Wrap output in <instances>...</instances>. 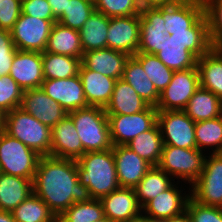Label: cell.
I'll return each instance as SVG.
<instances>
[{
    "mask_svg": "<svg viewBox=\"0 0 222 222\" xmlns=\"http://www.w3.org/2000/svg\"><path fill=\"white\" fill-rule=\"evenodd\" d=\"M158 166H152L134 188L143 208L151 199L168 189L175 181Z\"/></svg>",
    "mask_w": 222,
    "mask_h": 222,
    "instance_id": "33",
    "label": "cell"
},
{
    "mask_svg": "<svg viewBox=\"0 0 222 222\" xmlns=\"http://www.w3.org/2000/svg\"><path fill=\"white\" fill-rule=\"evenodd\" d=\"M110 18L94 10L79 30L83 52L107 48Z\"/></svg>",
    "mask_w": 222,
    "mask_h": 222,
    "instance_id": "31",
    "label": "cell"
},
{
    "mask_svg": "<svg viewBox=\"0 0 222 222\" xmlns=\"http://www.w3.org/2000/svg\"><path fill=\"white\" fill-rule=\"evenodd\" d=\"M200 86L222 100V48H212L197 59Z\"/></svg>",
    "mask_w": 222,
    "mask_h": 222,
    "instance_id": "26",
    "label": "cell"
},
{
    "mask_svg": "<svg viewBox=\"0 0 222 222\" xmlns=\"http://www.w3.org/2000/svg\"><path fill=\"white\" fill-rule=\"evenodd\" d=\"M136 93L150 106H157L160 93L156 90L152 81L148 78L141 63L130 56L124 66L122 78Z\"/></svg>",
    "mask_w": 222,
    "mask_h": 222,
    "instance_id": "29",
    "label": "cell"
},
{
    "mask_svg": "<svg viewBox=\"0 0 222 222\" xmlns=\"http://www.w3.org/2000/svg\"><path fill=\"white\" fill-rule=\"evenodd\" d=\"M213 48H222V0H203Z\"/></svg>",
    "mask_w": 222,
    "mask_h": 222,
    "instance_id": "40",
    "label": "cell"
},
{
    "mask_svg": "<svg viewBox=\"0 0 222 222\" xmlns=\"http://www.w3.org/2000/svg\"><path fill=\"white\" fill-rule=\"evenodd\" d=\"M120 188H135L152 167L126 145L112 147Z\"/></svg>",
    "mask_w": 222,
    "mask_h": 222,
    "instance_id": "19",
    "label": "cell"
},
{
    "mask_svg": "<svg viewBox=\"0 0 222 222\" xmlns=\"http://www.w3.org/2000/svg\"><path fill=\"white\" fill-rule=\"evenodd\" d=\"M191 188V197L200 204L222 208V153L206 156L203 172Z\"/></svg>",
    "mask_w": 222,
    "mask_h": 222,
    "instance_id": "9",
    "label": "cell"
},
{
    "mask_svg": "<svg viewBox=\"0 0 222 222\" xmlns=\"http://www.w3.org/2000/svg\"><path fill=\"white\" fill-rule=\"evenodd\" d=\"M140 42V15L110 18L107 48L134 56Z\"/></svg>",
    "mask_w": 222,
    "mask_h": 222,
    "instance_id": "13",
    "label": "cell"
},
{
    "mask_svg": "<svg viewBox=\"0 0 222 222\" xmlns=\"http://www.w3.org/2000/svg\"><path fill=\"white\" fill-rule=\"evenodd\" d=\"M25 90L41 88L43 75L42 53L17 50L9 74Z\"/></svg>",
    "mask_w": 222,
    "mask_h": 222,
    "instance_id": "16",
    "label": "cell"
},
{
    "mask_svg": "<svg viewBox=\"0 0 222 222\" xmlns=\"http://www.w3.org/2000/svg\"><path fill=\"white\" fill-rule=\"evenodd\" d=\"M183 111L194 122L213 119L222 115V100L200 86Z\"/></svg>",
    "mask_w": 222,
    "mask_h": 222,
    "instance_id": "30",
    "label": "cell"
},
{
    "mask_svg": "<svg viewBox=\"0 0 222 222\" xmlns=\"http://www.w3.org/2000/svg\"><path fill=\"white\" fill-rule=\"evenodd\" d=\"M195 123L183 110L157 111L164 146L196 148Z\"/></svg>",
    "mask_w": 222,
    "mask_h": 222,
    "instance_id": "10",
    "label": "cell"
},
{
    "mask_svg": "<svg viewBox=\"0 0 222 222\" xmlns=\"http://www.w3.org/2000/svg\"><path fill=\"white\" fill-rule=\"evenodd\" d=\"M22 13V0H0V29L10 31Z\"/></svg>",
    "mask_w": 222,
    "mask_h": 222,
    "instance_id": "45",
    "label": "cell"
},
{
    "mask_svg": "<svg viewBox=\"0 0 222 222\" xmlns=\"http://www.w3.org/2000/svg\"><path fill=\"white\" fill-rule=\"evenodd\" d=\"M84 149L72 119L67 115L51 128V156L77 160Z\"/></svg>",
    "mask_w": 222,
    "mask_h": 222,
    "instance_id": "21",
    "label": "cell"
},
{
    "mask_svg": "<svg viewBox=\"0 0 222 222\" xmlns=\"http://www.w3.org/2000/svg\"><path fill=\"white\" fill-rule=\"evenodd\" d=\"M79 182L93 199H101L120 188L112 149L86 152L77 160Z\"/></svg>",
    "mask_w": 222,
    "mask_h": 222,
    "instance_id": "3",
    "label": "cell"
},
{
    "mask_svg": "<svg viewBox=\"0 0 222 222\" xmlns=\"http://www.w3.org/2000/svg\"><path fill=\"white\" fill-rule=\"evenodd\" d=\"M200 87L197 66L186 70L174 71L172 80L160 93L155 107L158 111L184 110L190 98Z\"/></svg>",
    "mask_w": 222,
    "mask_h": 222,
    "instance_id": "8",
    "label": "cell"
},
{
    "mask_svg": "<svg viewBox=\"0 0 222 222\" xmlns=\"http://www.w3.org/2000/svg\"><path fill=\"white\" fill-rule=\"evenodd\" d=\"M5 112L0 109V130L4 127Z\"/></svg>",
    "mask_w": 222,
    "mask_h": 222,
    "instance_id": "52",
    "label": "cell"
},
{
    "mask_svg": "<svg viewBox=\"0 0 222 222\" xmlns=\"http://www.w3.org/2000/svg\"><path fill=\"white\" fill-rule=\"evenodd\" d=\"M20 108L50 128L68 115L63 107L46 95L41 88L25 90Z\"/></svg>",
    "mask_w": 222,
    "mask_h": 222,
    "instance_id": "17",
    "label": "cell"
},
{
    "mask_svg": "<svg viewBox=\"0 0 222 222\" xmlns=\"http://www.w3.org/2000/svg\"><path fill=\"white\" fill-rule=\"evenodd\" d=\"M150 222H165V219L164 220H160V219H151L150 218Z\"/></svg>",
    "mask_w": 222,
    "mask_h": 222,
    "instance_id": "54",
    "label": "cell"
},
{
    "mask_svg": "<svg viewBox=\"0 0 222 222\" xmlns=\"http://www.w3.org/2000/svg\"><path fill=\"white\" fill-rule=\"evenodd\" d=\"M3 130L40 156H51V128L22 108L5 113Z\"/></svg>",
    "mask_w": 222,
    "mask_h": 222,
    "instance_id": "5",
    "label": "cell"
},
{
    "mask_svg": "<svg viewBox=\"0 0 222 222\" xmlns=\"http://www.w3.org/2000/svg\"><path fill=\"white\" fill-rule=\"evenodd\" d=\"M203 14V0H177L171 5L162 6L166 34L187 31Z\"/></svg>",
    "mask_w": 222,
    "mask_h": 222,
    "instance_id": "22",
    "label": "cell"
},
{
    "mask_svg": "<svg viewBox=\"0 0 222 222\" xmlns=\"http://www.w3.org/2000/svg\"><path fill=\"white\" fill-rule=\"evenodd\" d=\"M134 57L141 63L156 90L161 93L172 80L174 71L166 67L155 54L137 52Z\"/></svg>",
    "mask_w": 222,
    "mask_h": 222,
    "instance_id": "37",
    "label": "cell"
},
{
    "mask_svg": "<svg viewBox=\"0 0 222 222\" xmlns=\"http://www.w3.org/2000/svg\"><path fill=\"white\" fill-rule=\"evenodd\" d=\"M15 222H57V217L34 192L12 212Z\"/></svg>",
    "mask_w": 222,
    "mask_h": 222,
    "instance_id": "35",
    "label": "cell"
},
{
    "mask_svg": "<svg viewBox=\"0 0 222 222\" xmlns=\"http://www.w3.org/2000/svg\"><path fill=\"white\" fill-rule=\"evenodd\" d=\"M104 216L113 222H127L142 214L134 188H119L100 199Z\"/></svg>",
    "mask_w": 222,
    "mask_h": 222,
    "instance_id": "20",
    "label": "cell"
},
{
    "mask_svg": "<svg viewBox=\"0 0 222 222\" xmlns=\"http://www.w3.org/2000/svg\"><path fill=\"white\" fill-rule=\"evenodd\" d=\"M45 52L82 59L84 52L80 32L64 26L60 22H55L51 28Z\"/></svg>",
    "mask_w": 222,
    "mask_h": 222,
    "instance_id": "27",
    "label": "cell"
},
{
    "mask_svg": "<svg viewBox=\"0 0 222 222\" xmlns=\"http://www.w3.org/2000/svg\"><path fill=\"white\" fill-rule=\"evenodd\" d=\"M22 14L44 20H56L48 0H22Z\"/></svg>",
    "mask_w": 222,
    "mask_h": 222,
    "instance_id": "46",
    "label": "cell"
},
{
    "mask_svg": "<svg viewBox=\"0 0 222 222\" xmlns=\"http://www.w3.org/2000/svg\"><path fill=\"white\" fill-rule=\"evenodd\" d=\"M41 89L67 113L89 107L79 74L66 79H45Z\"/></svg>",
    "mask_w": 222,
    "mask_h": 222,
    "instance_id": "14",
    "label": "cell"
},
{
    "mask_svg": "<svg viewBox=\"0 0 222 222\" xmlns=\"http://www.w3.org/2000/svg\"><path fill=\"white\" fill-rule=\"evenodd\" d=\"M0 222H15L12 213L0 210Z\"/></svg>",
    "mask_w": 222,
    "mask_h": 222,
    "instance_id": "50",
    "label": "cell"
},
{
    "mask_svg": "<svg viewBox=\"0 0 222 222\" xmlns=\"http://www.w3.org/2000/svg\"><path fill=\"white\" fill-rule=\"evenodd\" d=\"M33 193V179L0 172V210L12 212Z\"/></svg>",
    "mask_w": 222,
    "mask_h": 222,
    "instance_id": "28",
    "label": "cell"
},
{
    "mask_svg": "<svg viewBox=\"0 0 222 222\" xmlns=\"http://www.w3.org/2000/svg\"><path fill=\"white\" fill-rule=\"evenodd\" d=\"M95 222H113V221H111L108 217L104 216Z\"/></svg>",
    "mask_w": 222,
    "mask_h": 222,
    "instance_id": "53",
    "label": "cell"
},
{
    "mask_svg": "<svg viewBox=\"0 0 222 222\" xmlns=\"http://www.w3.org/2000/svg\"><path fill=\"white\" fill-rule=\"evenodd\" d=\"M186 211L191 222H222V208L200 204L192 197L189 198Z\"/></svg>",
    "mask_w": 222,
    "mask_h": 222,
    "instance_id": "43",
    "label": "cell"
},
{
    "mask_svg": "<svg viewBox=\"0 0 222 222\" xmlns=\"http://www.w3.org/2000/svg\"><path fill=\"white\" fill-rule=\"evenodd\" d=\"M205 159L204 152L197 148L163 146L157 166L173 179H181L184 183L192 185L203 172Z\"/></svg>",
    "mask_w": 222,
    "mask_h": 222,
    "instance_id": "7",
    "label": "cell"
},
{
    "mask_svg": "<svg viewBox=\"0 0 222 222\" xmlns=\"http://www.w3.org/2000/svg\"><path fill=\"white\" fill-rule=\"evenodd\" d=\"M165 222H191L188 212L185 210L180 215L165 219Z\"/></svg>",
    "mask_w": 222,
    "mask_h": 222,
    "instance_id": "49",
    "label": "cell"
},
{
    "mask_svg": "<svg viewBox=\"0 0 222 222\" xmlns=\"http://www.w3.org/2000/svg\"><path fill=\"white\" fill-rule=\"evenodd\" d=\"M213 48L205 13L187 31H172L155 54L173 71L197 66V59Z\"/></svg>",
    "mask_w": 222,
    "mask_h": 222,
    "instance_id": "2",
    "label": "cell"
},
{
    "mask_svg": "<svg viewBox=\"0 0 222 222\" xmlns=\"http://www.w3.org/2000/svg\"><path fill=\"white\" fill-rule=\"evenodd\" d=\"M162 6L145 7L140 13V42L138 52L156 54L168 39Z\"/></svg>",
    "mask_w": 222,
    "mask_h": 222,
    "instance_id": "15",
    "label": "cell"
},
{
    "mask_svg": "<svg viewBox=\"0 0 222 222\" xmlns=\"http://www.w3.org/2000/svg\"><path fill=\"white\" fill-rule=\"evenodd\" d=\"M178 183H173L168 189L151 199L143 208L142 213L151 219L164 220L180 215L186 210L187 202L191 197V186L189 193H183ZM177 185V186H176ZM182 190V191H181Z\"/></svg>",
    "mask_w": 222,
    "mask_h": 222,
    "instance_id": "18",
    "label": "cell"
},
{
    "mask_svg": "<svg viewBox=\"0 0 222 222\" xmlns=\"http://www.w3.org/2000/svg\"><path fill=\"white\" fill-rule=\"evenodd\" d=\"M23 93V89L10 75L0 77V109L3 112L20 107Z\"/></svg>",
    "mask_w": 222,
    "mask_h": 222,
    "instance_id": "42",
    "label": "cell"
},
{
    "mask_svg": "<svg viewBox=\"0 0 222 222\" xmlns=\"http://www.w3.org/2000/svg\"><path fill=\"white\" fill-rule=\"evenodd\" d=\"M102 217H104V211L100 199H92L88 202L72 204L57 217V222H95Z\"/></svg>",
    "mask_w": 222,
    "mask_h": 222,
    "instance_id": "38",
    "label": "cell"
},
{
    "mask_svg": "<svg viewBox=\"0 0 222 222\" xmlns=\"http://www.w3.org/2000/svg\"><path fill=\"white\" fill-rule=\"evenodd\" d=\"M129 57L125 52L105 48L84 52L81 63L94 72L118 80L122 78Z\"/></svg>",
    "mask_w": 222,
    "mask_h": 222,
    "instance_id": "23",
    "label": "cell"
},
{
    "mask_svg": "<svg viewBox=\"0 0 222 222\" xmlns=\"http://www.w3.org/2000/svg\"><path fill=\"white\" fill-rule=\"evenodd\" d=\"M94 10L95 2L91 0H67L66 12L57 22L79 31Z\"/></svg>",
    "mask_w": 222,
    "mask_h": 222,
    "instance_id": "39",
    "label": "cell"
},
{
    "mask_svg": "<svg viewBox=\"0 0 222 222\" xmlns=\"http://www.w3.org/2000/svg\"><path fill=\"white\" fill-rule=\"evenodd\" d=\"M16 51L10 31L0 29V77L10 74Z\"/></svg>",
    "mask_w": 222,
    "mask_h": 222,
    "instance_id": "44",
    "label": "cell"
},
{
    "mask_svg": "<svg viewBox=\"0 0 222 222\" xmlns=\"http://www.w3.org/2000/svg\"><path fill=\"white\" fill-rule=\"evenodd\" d=\"M41 156L18 139L0 130V172L34 179Z\"/></svg>",
    "mask_w": 222,
    "mask_h": 222,
    "instance_id": "6",
    "label": "cell"
},
{
    "mask_svg": "<svg viewBox=\"0 0 222 222\" xmlns=\"http://www.w3.org/2000/svg\"><path fill=\"white\" fill-rule=\"evenodd\" d=\"M177 0H137L140 8L166 6L175 3Z\"/></svg>",
    "mask_w": 222,
    "mask_h": 222,
    "instance_id": "48",
    "label": "cell"
},
{
    "mask_svg": "<svg viewBox=\"0 0 222 222\" xmlns=\"http://www.w3.org/2000/svg\"><path fill=\"white\" fill-rule=\"evenodd\" d=\"M44 79H66L79 74L81 58L42 52Z\"/></svg>",
    "mask_w": 222,
    "mask_h": 222,
    "instance_id": "34",
    "label": "cell"
},
{
    "mask_svg": "<svg viewBox=\"0 0 222 222\" xmlns=\"http://www.w3.org/2000/svg\"><path fill=\"white\" fill-rule=\"evenodd\" d=\"M79 76L88 105L105 108L110 102L117 80L100 72H94L86 68L82 63L79 69Z\"/></svg>",
    "mask_w": 222,
    "mask_h": 222,
    "instance_id": "24",
    "label": "cell"
},
{
    "mask_svg": "<svg viewBox=\"0 0 222 222\" xmlns=\"http://www.w3.org/2000/svg\"><path fill=\"white\" fill-rule=\"evenodd\" d=\"M126 146L151 166H157L164 146L158 124L133 138Z\"/></svg>",
    "mask_w": 222,
    "mask_h": 222,
    "instance_id": "32",
    "label": "cell"
},
{
    "mask_svg": "<svg viewBox=\"0 0 222 222\" xmlns=\"http://www.w3.org/2000/svg\"><path fill=\"white\" fill-rule=\"evenodd\" d=\"M127 222H150V218L143 215V213L135 218L128 220Z\"/></svg>",
    "mask_w": 222,
    "mask_h": 222,
    "instance_id": "51",
    "label": "cell"
},
{
    "mask_svg": "<svg viewBox=\"0 0 222 222\" xmlns=\"http://www.w3.org/2000/svg\"><path fill=\"white\" fill-rule=\"evenodd\" d=\"M54 18L58 20L66 12L67 0H48Z\"/></svg>",
    "mask_w": 222,
    "mask_h": 222,
    "instance_id": "47",
    "label": "cell"
},
{
    "mask_svg": "<svg viewBox=\"0 0 222 222\" xmlns=\"http://www.w3.org/2000/svg\"><path fill=\"white\" fill-rule=\"evenodd\" d=\"M68 116L78 132L84 154L112 149L109 120L103 107L89 106L71 111Z\"/></svg>",
    "mask_w": 222,
    "mask_h": 222,
    "instance_id": "4",
    "label": "cell"
},
{
    "mask_svg": "<svg viewBox=\"0 0 222 222\" xmlns=\"http://www.w3.org/2000/svg\"><path fill=\"white\" fill-rule=\"evenodd\" d=\"M196 148L205 152L222 153V115L213 119L195 123ZM210 147V148H209ZM204 149V150H203Z\"/></svg>",
    "mask_w": 222,
    "mask_h": 222,
    "instance_id": "36",
    "label": "cell"
},
{
    "mask_svg": "<svg viewBox=\"0 0 222 222\" xmlns=\"http://www.w3.org/2000/svg\"><path fill=\"white\" fill-rule=\"evenodd\" d=\"M148 106L132 86L123 79H118L110 102L104 109L107 115H131L144 111Z\"/></svg>",
    "mask_w": 222,
    "mask_h": 222,
    "instance_id": "25",
    "label": "cell"
},
{
    "mask_svg": "<svg viewBox=\"0 0 222 222\" xmlns=\"http://www.w3.org/2000/svg\"><path fill=\"white\" fill-rule=\"evenodd\" d=\"M157 109L148 106L144 111L131 115H107L113 146L127 145L141 133L157 124Z\"/></svg>",
    "mask_w": 222,
    "mask_h": 222,
    "instance_id": "12",
    "label": "cell"
},
{
    "mask_svg": "<svg viewBox=\"0 0 222 222\" xmlns=\"http://www.w3.org/2000/svg\"><path fill=\"white\" fill-rule=\"evenodd\" d=\"M95 10L109 18L140 15L141 13L137 0H96Z\"/></svg>",
    "mask_w": 222,
    "mask_h": 222,
    "instance_id": "41",
    "label": "cell"
},
{
    "mask_svg": "<svg viewBox=\"0 0 222 222\" xmlns=\"http://www.w3.org/2000/svg\"><path fill=\"white\" fill-rule=\"evenodd\" d=\"M57 20H44L20 15L10 30L11 38L17 50L44 52L51 28Z\"/></svg>",
    "mask_w": 222,
    "mask_h": 222,
    "instance_id": "11",
    "label": "cell"
},
{
    "mask_svg": "<svg viewBox=\"0 0 222 222\" xmlns=\"http://www.w3.org/2000/svg\"><path fill=\"white\" fill-rule=\"evenodd\" d=\"M33 192L59 217L74 203L93 198L79 182L77 161L41 156L33 179Z\"/></svg>",
    "mask_w": 222,
    "mask_h": 222,
    "instance_id": "1",
    "label": "cell"
}]
</instances>
